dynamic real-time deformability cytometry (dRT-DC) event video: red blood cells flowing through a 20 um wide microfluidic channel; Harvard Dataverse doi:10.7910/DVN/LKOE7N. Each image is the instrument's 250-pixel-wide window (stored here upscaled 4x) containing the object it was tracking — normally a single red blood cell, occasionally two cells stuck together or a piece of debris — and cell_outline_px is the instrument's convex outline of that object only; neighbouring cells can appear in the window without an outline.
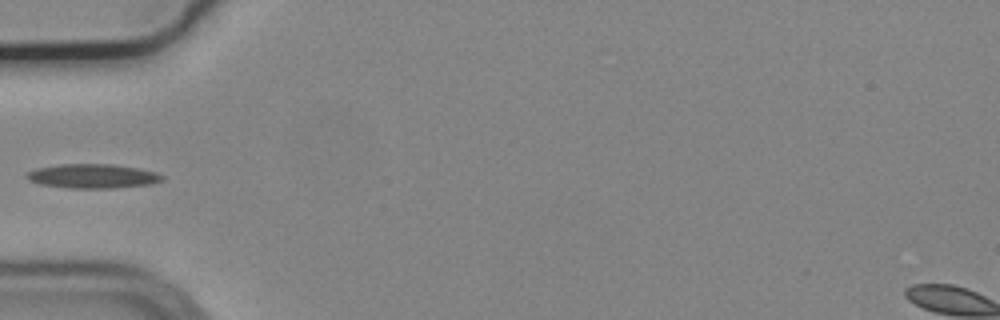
{"species": "common noctule bat (a hibernating species)", "species_latin": "Nyctalus noctula", "temperature_condition": "cold", "stored_images_in_passage": 9, "camera_frame_rate_fps": 3000, "um_per_image_px": 0.085, "animal": {"sex": "male", "body_mass_g": 19.2, "forearm_length_mm": 51.8}, "frame": {"image": 1, "passage_image": 1, "time_ms": 0.0, "image_size_px": [1000, 320], "cell_outline_px": [[164, 180], [152, 184], [112, 188], [68, 188], [40, 184], [28, 180], [24, 176], [28, 172], [36, 168], [60, 164], [112, 164], [136, 168], [156, 172], [164, 176]], "centroid_in_image_um": [7.87, 14.97], "position_along_channel_um": 77.1, "area_um2": 19.19}}
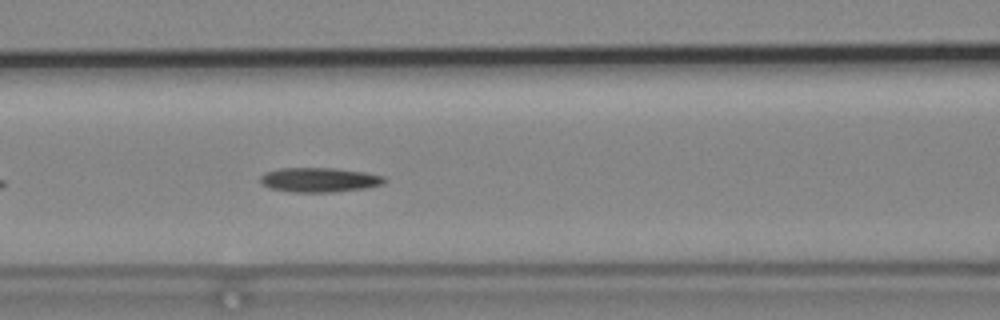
{"frame": {"image": 2, "passage_image": 6, "time_ms": 1.667, "image_size_px": [1000, 320], "cell_outline_px": [[384, 184], [368, 188], [332, 192], [292, 192], [268, 188], [260, 180], [260, 176], [268, 172], [280, 168], [332, 168], [364, 172], [384, 176]], "centroid_in_image_um": [27.16, 15.29], "position_along_channel_um": 139.4, "area_um2": 17.63}}